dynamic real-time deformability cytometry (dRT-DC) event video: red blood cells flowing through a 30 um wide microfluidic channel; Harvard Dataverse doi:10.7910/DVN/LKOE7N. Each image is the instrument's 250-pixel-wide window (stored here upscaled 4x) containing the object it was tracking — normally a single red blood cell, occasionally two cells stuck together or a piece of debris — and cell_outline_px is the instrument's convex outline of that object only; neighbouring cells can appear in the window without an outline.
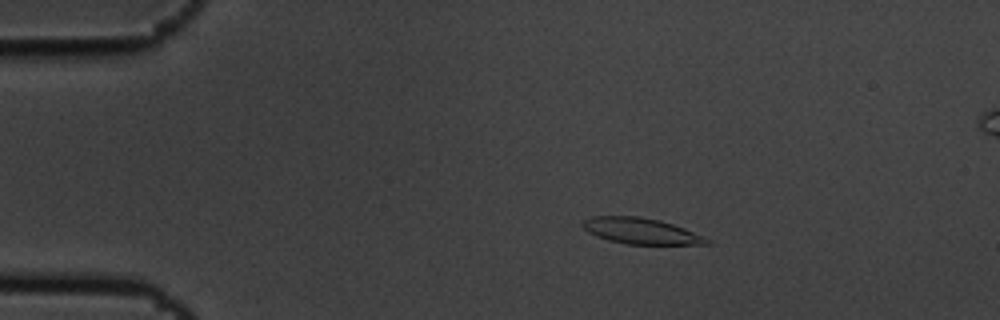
{"species": "common noctule bat (a hibernating species)", "species_latin": "Nyctalus noctula", "temperature_condition": "cold", "stored_images_in_passage": 6, "camera_frame_rate_fps": 3000, "um_per_image_px": 0.085, "animal": {"sex": "male", "body_mass_g": 19.5, "forearm_length_mm": 54.6}, "frame": {"image": 1, "passage_image": 1, "time_ms": 0.0, "image_size_px": [1000, 320], "cell_outline_px": [[712, 244], [624, 244], [608, 240], [596, 236], [588, 232], [580, 224], [584, 220], [592, 216], [640, 216], [660, 220], [684, 228], [704, 236], [712, 240]], "centroid_in_image_um": [54.48, 19.63], "position_along_channel_um": 30.5, "area_um2": 18.9}}
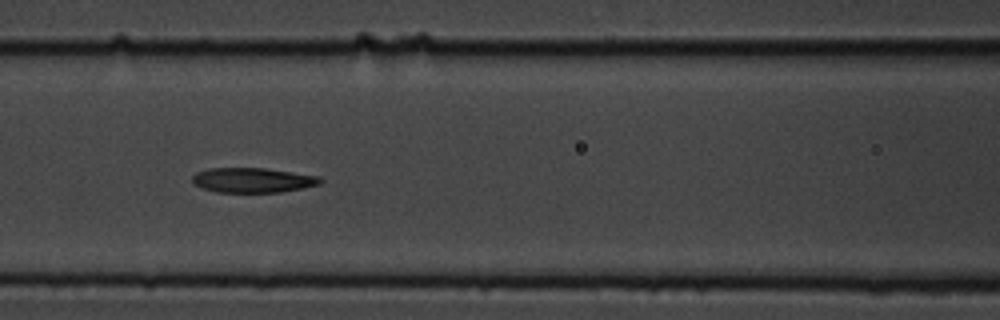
{"frame": {"image": 2, "passage_image": 5, "time_ms": 1.333, "image_size_px": [1000, 320], "cell_outline_px": [[324, 180], [320, 184], [304, 188], [280, 192], [216, 192], [200, 188], [192, 180], [192, 176], [196, 172], [208, 168], [264, 168], [320, 176]], "centroid_in_image_um": [21.49, 15.31], "position_along_channel_um": 145.1, "area_um2": 18.61}}
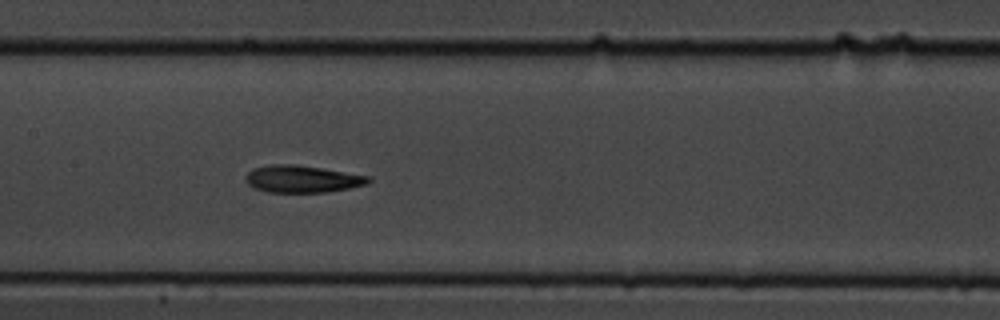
{"frame": {"image": 3, "passage_image": 6, "time_ms": 1.667, "image_size_px": [1000, 320], "cell_outline_px": [[372, 180], [368, 184], [328, 192], [268, 192], [252, 188], [244, 180], [244, 176], [252, 168], [272, 164], [292, 164], [320, 168], [368, 176]], "centroid_in_image_um": [25.62, 15.22], "position_along_channel_um": 181.8, "area_um2": 19.42}}